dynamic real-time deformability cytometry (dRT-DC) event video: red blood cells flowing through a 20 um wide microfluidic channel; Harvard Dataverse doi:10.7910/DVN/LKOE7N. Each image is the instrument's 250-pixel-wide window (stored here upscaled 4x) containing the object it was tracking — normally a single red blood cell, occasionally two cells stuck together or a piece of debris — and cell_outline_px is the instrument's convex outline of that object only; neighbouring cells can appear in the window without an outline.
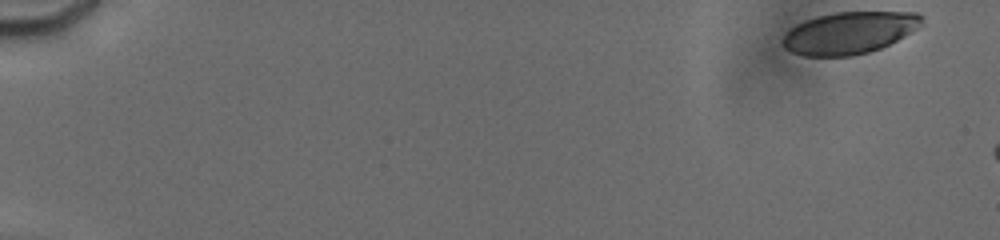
{"species": "human", "species_latin": "Homo sapiens", "temperature_condition": "cold", "stored_images_in_passage": 14, "camera_frame_rate_fps": 3000, "um_per_image_px": 0.085, "donor": {"sex": "male"}, "frame": {"image": 1, "passage_image": 1, "time_ms": 0.0, "image_size_px": [1000, 240], "cell_outline_px": [[924, 16], [920, 28], [880, 48], [868, 52], [852, 56], [804, 56], [792, 52], [784, 48], [784, 36], [796, 24], [820, 16], [836, 12], [916, 12]], "centroid_in_image_um": [72.24, 2.79], "position_along_channel_um": 12.8, "area_um2": 33.76}}